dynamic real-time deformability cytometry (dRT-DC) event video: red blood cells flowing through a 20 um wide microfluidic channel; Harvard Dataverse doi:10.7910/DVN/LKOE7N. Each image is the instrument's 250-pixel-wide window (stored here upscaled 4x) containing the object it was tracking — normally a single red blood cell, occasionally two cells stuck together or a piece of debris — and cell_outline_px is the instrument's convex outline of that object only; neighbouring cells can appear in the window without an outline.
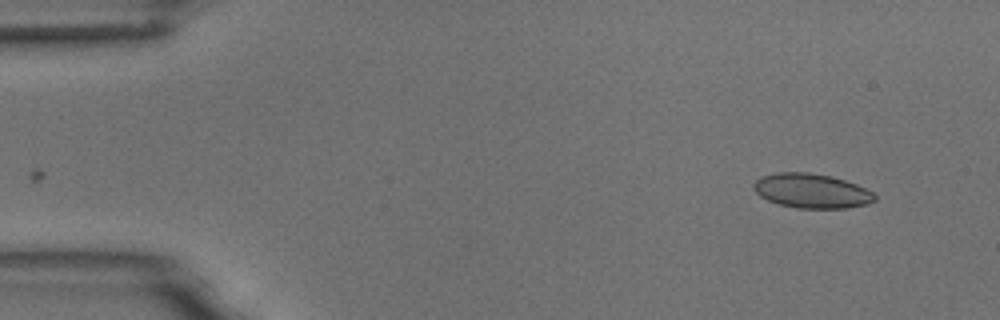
{"species": "common noctule bat (a hibernating species)", "species_latin": "Nyctalus noctula", "temperature_condition": "room temperature", "stored_images_in_passage": 50, "camera_frame_rate_fps": 3000, "um_per_image_px": 0.085, "animal": {"sex": "male", "body_mass_g": 18.8}, "frame": {"image": 1, "passage_image": 1, "time_ms": 0.0, "image_size_px": [1000, 320], "cell_outline_px": [[876, 200], [868, 204], [848, 208], [800, 208], [780, 204], [768, 200], [760, 196], [752, 188], [752, 184], [760, 176], [776, 172], [808, 172], [832, 176], [856, 184], [872, 192], [876, 196]], "centroid_in_image_um": [68.97, 16.21], "position_along_channel_um": 16.0, "area_um2": 24.39}}
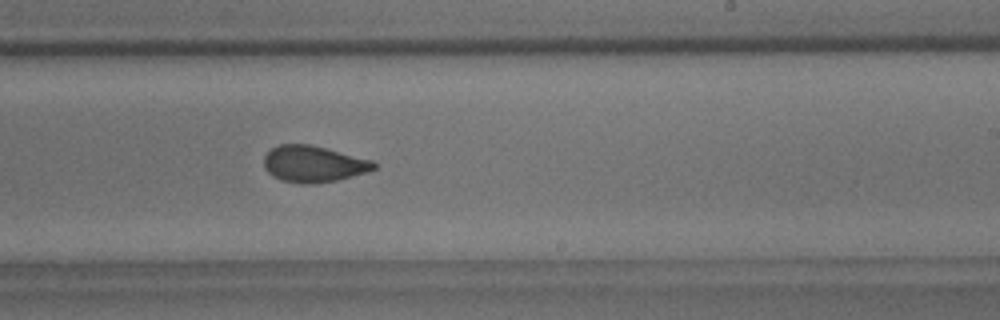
{"frame": {"image": 2, "passage_image": 29, "time_ms": 9.333, "image_size_px": [1000, 320], "cell_outline_px": [[376, 168], [368, 172], [336, 180], [312, 184], [304, 184], [280, 180], [272, 176], [264, 168], [264, 156], [272, 148], [280, 144], [308, 144], [372, 160], [376, 164]], "centroid_in_image_um": [26.62, 13.95], "position_along_channel_um": 262.4, "area_um2": 23.18}}
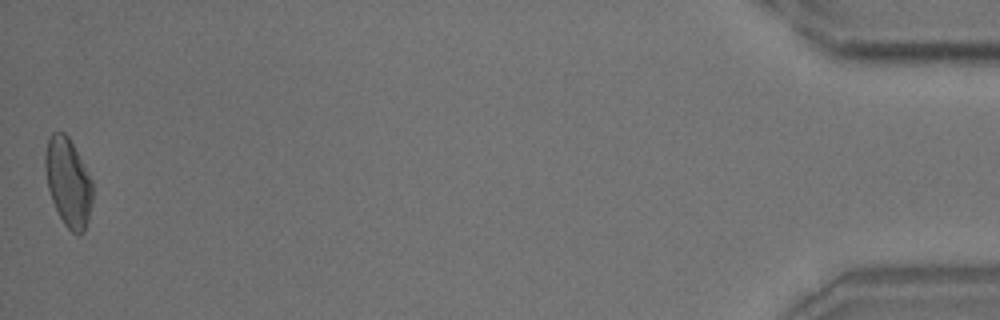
{"frame": {"image": 3, "passage_image": 50, "time_ms": 16.333, "image_size_px": [1000, 320], "cell_outline_px": [[92, 200], [88, 220], [84, 232], [80, 236], [72, 232], [64, 224], [52, 200], [48, 188], [44, 168], [44, 156], [48, 140], [52, 132], [64, 132], [68, 136], [92, 180]], "centroid_in_image_um": [5.79, 15.5], "position_along_channel_um": 429.4, "area_um2": 24.28}, "authors_computed_cell_mechanics": {"area_um2": 23.7558, "velocity_mm_per_s": 3.7353, "shape_relaxation_time_tau1_ms": 8.5856, "shape_relaxation_time_tau2_ms": 1.14, "deformation_change_tau1": 0.161, "deformation_change_tau2": 0.0716}}